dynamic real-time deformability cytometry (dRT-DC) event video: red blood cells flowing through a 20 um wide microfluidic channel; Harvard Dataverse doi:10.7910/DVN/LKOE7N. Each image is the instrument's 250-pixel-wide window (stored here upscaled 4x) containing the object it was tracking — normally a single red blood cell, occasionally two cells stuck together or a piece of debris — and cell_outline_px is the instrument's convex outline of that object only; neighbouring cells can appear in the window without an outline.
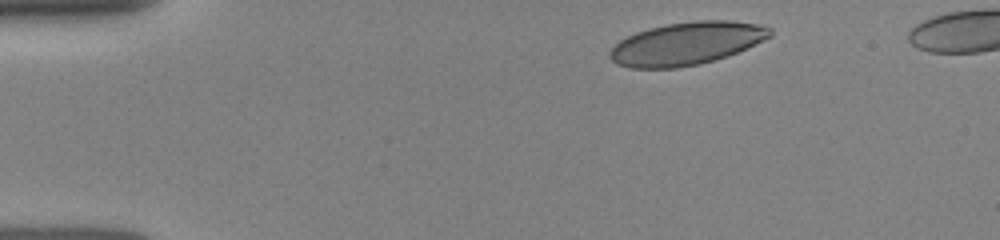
{"species": "human", "species_latin": "Homo sapiens", "temperature_condition": "room temperature", "stored_images_in_passage": 6, "camera_frame_rate_fps": 3000, "um_per_image_px": 0.085, "donor": {"sex": "female"}, "frame": {"image": 1, "passage_image": 1, "time_ms": 0.0, "image_size_px": [1000, 240], "cell_outline_px": [[772, 36], [728, 56], [700, 64], [676, 68], [632, 68], [616, 64], [608, 56], [608, 52], [620, 40], [636, 32], [648, 28], [668, 24], [692, 20], [728, 20], [756, 24], [772, 28]], "centroid_in_image_um": [58.34, 3.7], "position_along_channel_um": 26.7, "area_um2": 39.94}}
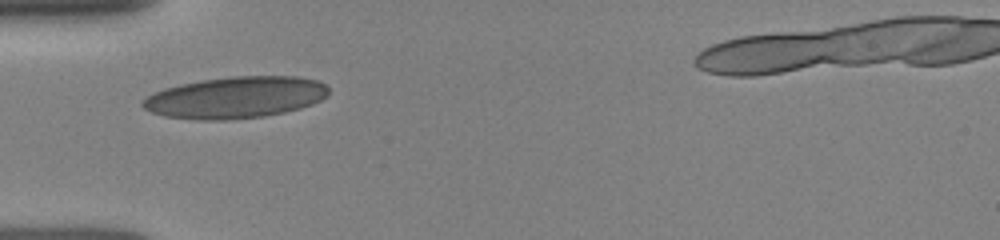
{"frame": {"image": 2, "passage_image": 5, "time_ms": 2.667, "image_size_px": [1000, 240], "cell_outline_px": [[328, 96], [312, 104], [300, 108], [284, 112], [264, 116], [228, 120], [196, 120], [164, 116], [152, 112], [144, 108], [140, 104], [140, 100], [152, 92], [164, 88], [180, 84], [204, 80], [232, 76], [296, 76], [316, 80], [328, 84]], "centroid_in_image_um": [20.0, 8.28], "position_along_channel_um": 65.0, "area_um2": 45.37}}